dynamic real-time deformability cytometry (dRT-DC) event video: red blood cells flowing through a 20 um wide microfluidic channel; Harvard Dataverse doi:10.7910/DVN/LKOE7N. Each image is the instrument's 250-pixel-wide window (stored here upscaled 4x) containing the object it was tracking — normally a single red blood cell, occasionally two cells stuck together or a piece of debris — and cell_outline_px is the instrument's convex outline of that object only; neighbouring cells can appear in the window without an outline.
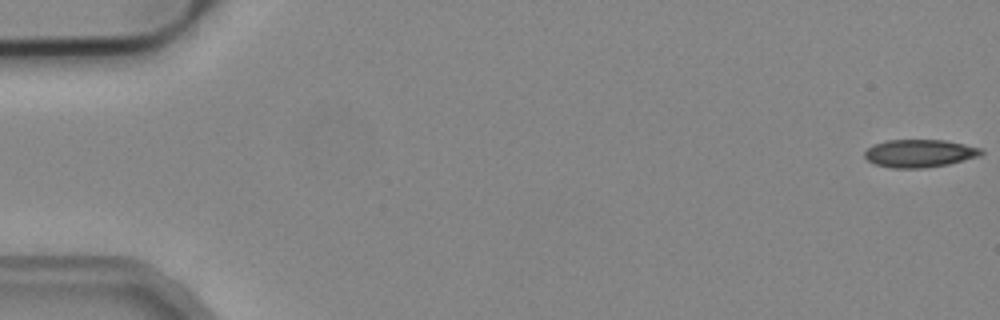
{"species": "common noctule bat (a hibernating species)", "species_latin": "Nyctalus noctula", "temperature_condition": "cold", "stored_images_in_passage": 4, "camera_frame_rate_fps": 3000, "um_per_image_px": 0.085, "animal": {"sex": "male", "body_mass_g": 19.2, "forearm_length_mm": 51.8}, "frame": {"image": 1, "passage_image": 1, "time_ms": 0.0, "image_size_px": [1000, 320], "cell_outline_px": [[984, 152], [980, 156], [948, 164], [924, 168], [892, 168], [876, 164], [868, 160], [864, 156], [864, 152], [872, 144], [888, 140], [944, 140], [964, 144], [980, 148]], "centroid_in_image_um": [78.15, 13.03], "position_along_channel_um": 6.9, "area_um2": 18.84}}
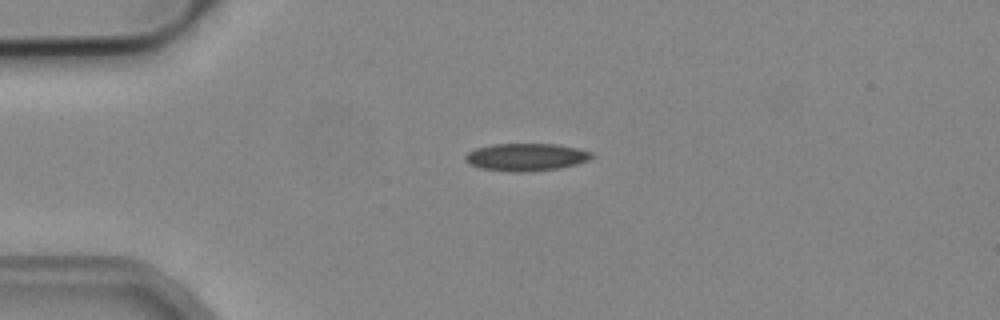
{"frame": {"image": 2, "passage_image": 4, "time_ms": 1.0, "image_size_px": [1000, 320], "cell_outline_px": [[596, 156], [588, 160], [576, 164], [560, 168], [528, 172], [508, 172], [480, 168], [468, 164], [464, 160], [464, 156], [468, 152], [476, 148], [492, 144], [556, 144], [576, 148], [592, 152]], "centroid_in_image_um": [44.7, 13.36], "position_along_channel_um": 40.3, "area_um2": 20.52}}